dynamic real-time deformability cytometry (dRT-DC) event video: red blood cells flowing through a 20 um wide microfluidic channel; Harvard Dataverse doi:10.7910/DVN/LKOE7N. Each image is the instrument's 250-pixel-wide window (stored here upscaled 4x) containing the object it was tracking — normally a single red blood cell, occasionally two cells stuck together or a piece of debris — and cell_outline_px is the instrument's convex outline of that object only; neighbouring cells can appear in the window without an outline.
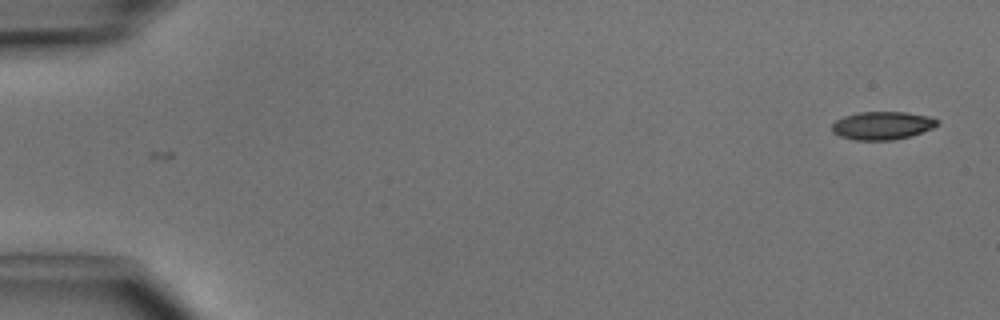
{"species": "common noctule bat (a hibernating species)", "species_latin": "Nyctalus noctula", "temperature_condition": "cold", "stored_images_in_passage": 2, "camera_frame_rate_fps": 3000, "um_per_image_px": 0.085, "animal": {"sex": "male", "body_mass_g": 15.6}, "frame": {"image": 1, "passage_image": 2, "time_ms": 1.0, "image_size_px": [1000, 320], "cell_outline_px": [[940, 124], [932, 128], [908, 136], [892, 140], [856, 140], [840, 136], [832, 132], [832, 124], [836, 120], [844, 116], [856, 112], [904, 112], [928, 116], [940, 120]], "centroid_in_image_um": [74.98, 10.66], "position_along_channel_um": 10.0, "area_um2": 17.17}}